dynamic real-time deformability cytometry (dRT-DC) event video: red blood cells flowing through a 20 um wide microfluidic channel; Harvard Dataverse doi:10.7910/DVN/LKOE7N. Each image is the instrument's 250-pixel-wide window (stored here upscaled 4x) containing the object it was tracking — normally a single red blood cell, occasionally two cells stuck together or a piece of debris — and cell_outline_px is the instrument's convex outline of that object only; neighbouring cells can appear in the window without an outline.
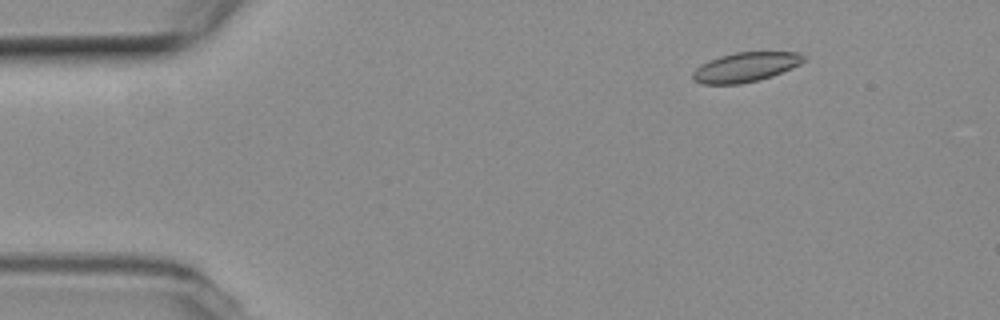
{"species": "common noctule bat (a hibernating species)", "species_latin": "Nyctalus noctula", "temperature_condition": "room temperature", "stored_images_in_passage": 17, "camera_frame_rate_fps": 3000, "um_per_image_px": 0.085, "animal": {"sex": "female", "body_mass_g": 19.3, "forearm_length_mm": 54.1}, "frame": {"image": 1, "passage_image": 8, "time_ms": 2.333, "image_size_px": [1000, 320], "cell_outline_px": [[804, 60], [800, 64], [792, 68], [772, 76], [740, 84], [700, 84], [692, 80], [692, 72], [696, 68], [708, 60], [720, 56], [736, 52], [800, 52], [804, 56]], "centroid_in_image_um": [63.34, 5.71], "position_along_channel_um": 21.7, "area_um2": 19.07}}